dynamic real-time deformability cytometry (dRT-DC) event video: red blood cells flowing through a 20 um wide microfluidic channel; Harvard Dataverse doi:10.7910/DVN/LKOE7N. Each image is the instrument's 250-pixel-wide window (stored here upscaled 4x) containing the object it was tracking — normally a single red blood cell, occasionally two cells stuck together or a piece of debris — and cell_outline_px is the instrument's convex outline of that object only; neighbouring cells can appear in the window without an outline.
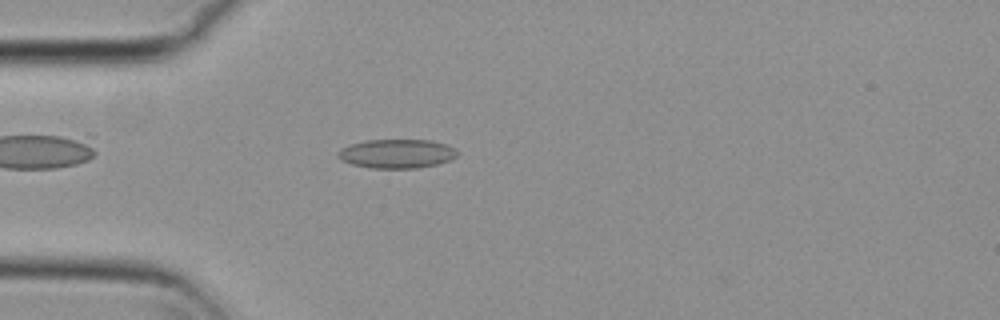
{"species": "common noctule bat (a hibernating species)", "species_latin": "Nyctalus noctula", "temperature_condition": "cold", "stored_images_in_passage": 45, "camera_frame_rate_fps": 3000, "um_per_image_px": 0.085, "animal": {"sex": "female", "body_mass_g": 29.2, "forearm_length_mm": 56.3}, "frame": {"image": 1, "passage_image": 6, "time_ms": 1.667, "image_size_px": [1000, 320], "cell_outline_px": [[460, 152], [456, 156], [448, 160], [436, 164], [416, 168], [368, 168], [352, 164], [340, 160], [336, 156], [336, 152], [340, 148], [348, 144], [364, 140], [432, 140], [448, 144], [456, 148]], "centroid_in_image_um": [33.69, 13.05], "position_along_channel_um": 51.3, "area_um2": 20.52}}
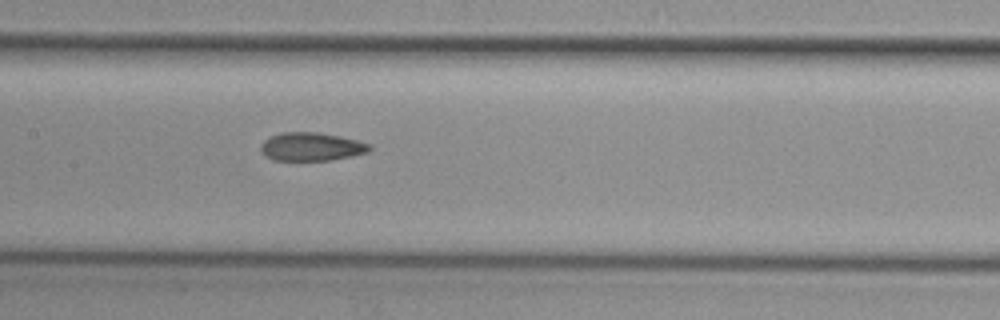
{"frame": {"image": 2, "passage_image": 17, "time_ms": 5.333, "image_size_px": [1000, 320], "cell_outline_px": [[372, 148], [368, 152], [352, 156], [332, 160], [272, 160], [264, 156], [260, 148], [260, 144], [264, 140], [280, 132], [316, 132], [340, 136], [372, 144]], "centroid_in_image_um": [26.46, 12.47], "position_along_channel_um": 180.9, "area_um2": 18.09}}
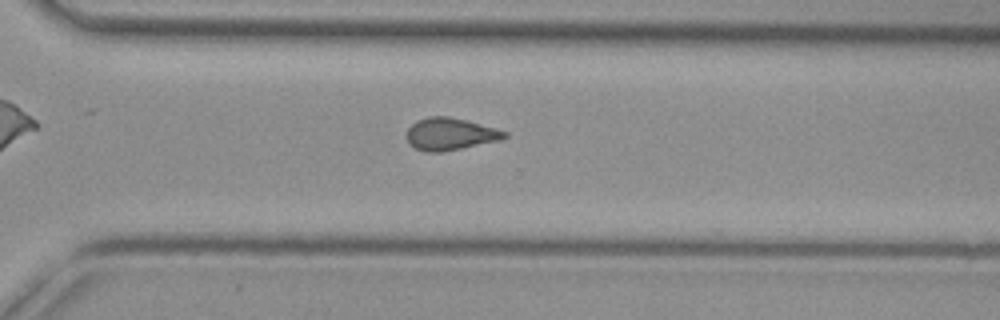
{"frame": {"image": 3, "passage_image": 29, "time_ms": 9.333, "image_size_px": [1000, 320], "cell_outline_px": [[508, 136], [500, 140], [440, 152], [428, 152], [416, 148], [408, 144], [408, 128], [416, 120], [428, 116], [448, 116], [496, 128], [508, 132]], "centroid_in_image_um": [38.26, 11.38], "position_along_channel_um": 332.3, "area_um2": 18.15}, "authors_computed_cell_mechanics": {"area_um2": 18.207, "velocity_mm_per_s": 3.8006, "shape_relaxation_time_tau1_ms": null, "shape_relaxation_time_tau2_ms": 4.3463, "deformation_change_tau1": null, "deformation_change_tau2": 0.1033}}